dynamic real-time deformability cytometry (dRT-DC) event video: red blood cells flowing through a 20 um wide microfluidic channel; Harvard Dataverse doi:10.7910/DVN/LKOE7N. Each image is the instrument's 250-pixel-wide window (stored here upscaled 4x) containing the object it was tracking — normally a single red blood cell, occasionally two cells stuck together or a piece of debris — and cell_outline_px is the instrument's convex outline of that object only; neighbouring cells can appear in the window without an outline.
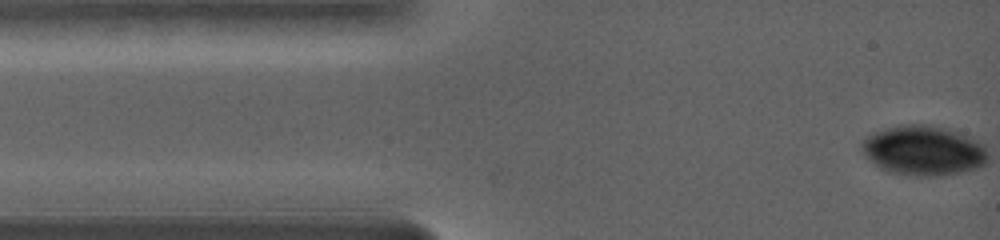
{"species": "common noctule bat (a hibernating species)", "species_latin": "Nyctalus noctula", "temperature_condition": "warm", "stored_images_in_passage": 11, "camera_frame_rate_fps": 5000, "um_per_image_px": 0.085, "animal": {"sex": "female", "body_mass_g": 19.0, "forearm_length_mm": 56.7}, "frame": {"image": 1, "passage_image": 1, "time_ms": 0.0, "image_size_px": [1000, 240], "cell_outline_px": [[984, 160], [980, 164], [952, 172], [900, 172], [888, 168], [880, 164], [864, 148], [864, 140], [872, 132], [884, 128], [900, 124], [928, 124], [948, 128], [972, 136], [984, 144]], "centroid_in_image_um": [78.54, 12.64], "position_along_channel_um": 6.5, "area_um2": 33.64}}